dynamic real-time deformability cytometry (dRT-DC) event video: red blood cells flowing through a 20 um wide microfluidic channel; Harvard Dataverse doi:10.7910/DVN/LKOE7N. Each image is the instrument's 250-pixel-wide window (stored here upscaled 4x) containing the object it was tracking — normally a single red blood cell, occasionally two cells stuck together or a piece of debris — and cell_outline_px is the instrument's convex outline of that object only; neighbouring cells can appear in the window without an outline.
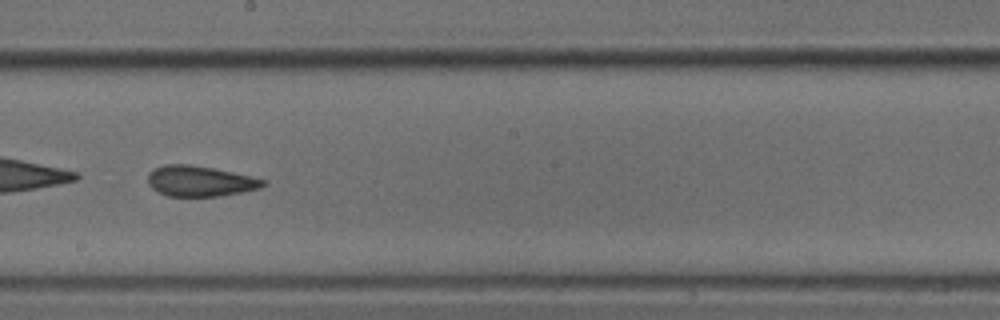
{"species": "common noctule bat (a hibernating species)", "species_latin": "Nyctalus noctula", "temperature_condition": "cold", "stored_images_in_passage": 37, "camera_frame_rate_fps": 3000, "um_per_image_px": 0.085, "animal": {"sex": "male", "body_mass_g": 18.8}, "frame": {"image": 1, "passage_image": 16, "time_ms": 5.0, "image_size_px": [1000, 320], "cell_outline_px": [[268, 184], [260, 188], [240, 192], [216, 196], [168, 196], [156, 192], [148, 184], [148, 172], [164, 164], [188, 164], [212, 168], [248, 176], [264, 180]], "centroid_in_image_um": [16.94, 15.4], "position_along_channel_um": 231.3, "area_um2": 20.29}}